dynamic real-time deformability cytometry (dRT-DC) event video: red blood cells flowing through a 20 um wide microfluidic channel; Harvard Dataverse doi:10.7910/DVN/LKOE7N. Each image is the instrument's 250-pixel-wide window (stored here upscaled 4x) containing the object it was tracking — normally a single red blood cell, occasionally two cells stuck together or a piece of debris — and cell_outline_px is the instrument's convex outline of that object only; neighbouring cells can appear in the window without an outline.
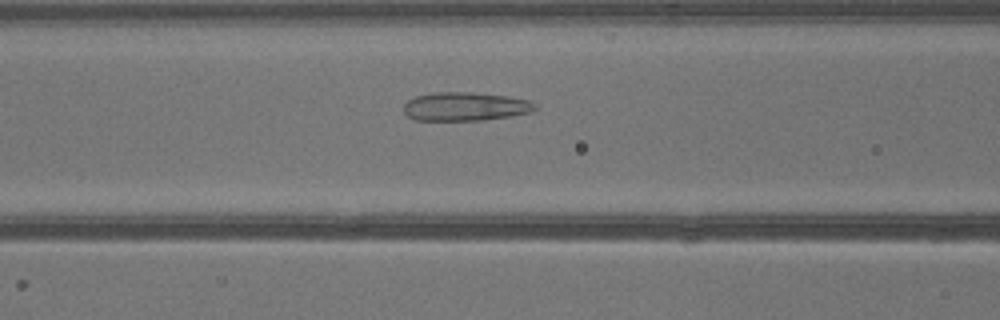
{"species": "common noctule bat (a hibernating species)", "species_latin": "Nyctalus noctula", "temperature_condition": "warm", "stored_images_in_passage": 40, "camera_frame_rate_fps": 3000, "um_per_image_px": 0.085, "animal": {"sex": "male", "body_mass_g": 13.3}, "frame": {"image": 1, "passage_image": 16, "time_ms": 5.0, "image_size_px": [1000, 320], "cell_outline_px": [[536, 108], [532, 112], [512, 116], [484, 120], [416, 120], [408, 116], [404, 112], [404, 104], [408, 100], [416, 96], [432, 92], [472, 92], [508, 96], [528, 100], [536, 104]], "centroid_in_image_um": [39.56, 9.05], "position_along_channel_um": 127.0, "area_um2": 22.02}}
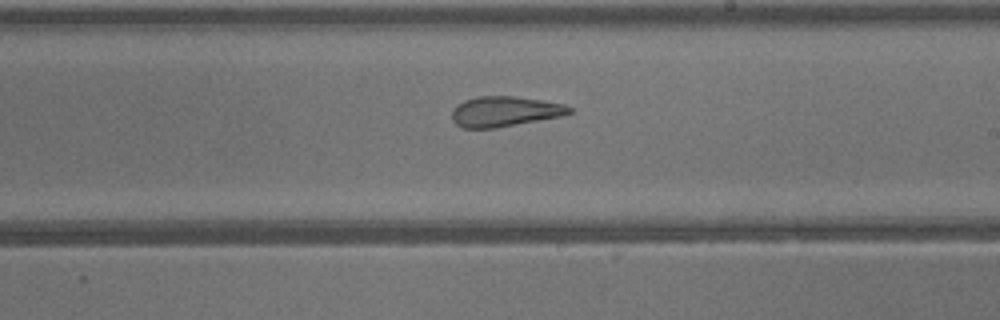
{"frame": {"image": 2, "passage_image": 23, "time_ms": 7.333, "image_size_px": [1000, 320], "cell_outline_px": [[572, 112], [564, 116], [496, 128], [460, 128], [452, 120], [452, 108], [456, 104], [464, 100], [476, 96], [512, 96], [540, 100], [564, 104], [572, 108]], "centroid_in_image_um": [42.87, 9.48], "position_along_channel_um": 246.1, "area_um2": 20.92}}
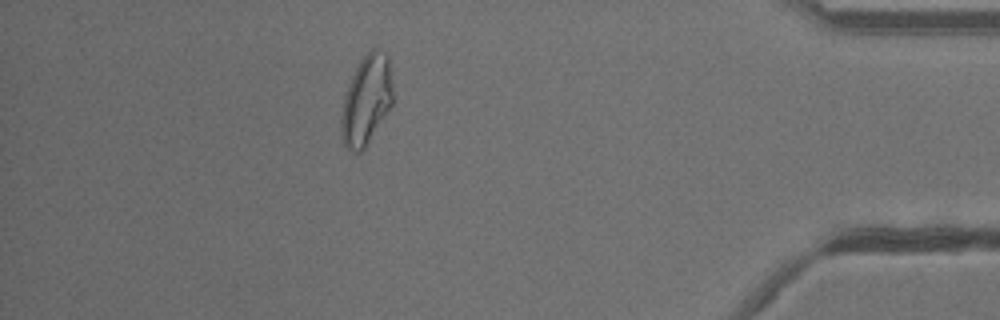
{"frame": {"image": 3, "passage_image": 35, "time_ms": 11.333, "image_size_px": [1000, 320], "cell_outline_px": [[392, 104], [364, 148], [360, 152], [356, 152], [348, 148], [344, 144], [340, 132], [340, 116], [344, 96], [348, 84], [360, 60], [372, 48], [380, 48], [388, 56], [392, 84]], "centroid_in_image_um": [31.12, 8.48], "position_along_channel_um": 404.1, "area_um2": 26.7}}